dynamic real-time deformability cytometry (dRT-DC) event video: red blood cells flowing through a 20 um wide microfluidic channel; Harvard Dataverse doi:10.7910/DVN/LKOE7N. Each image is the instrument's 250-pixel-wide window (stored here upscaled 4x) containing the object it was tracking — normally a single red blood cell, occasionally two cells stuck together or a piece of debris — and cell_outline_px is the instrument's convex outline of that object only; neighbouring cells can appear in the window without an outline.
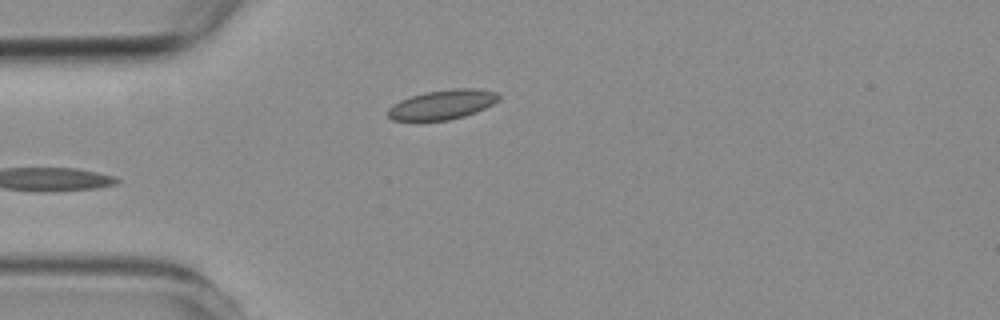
{"species": "common noctule bat (a hibernating species)", "species_latin": "Nyctalus noctula", "temperature_condition": "room temperature", "stored_images_in_passage": 5, "camera_frame_rate_fps": 3000, "um_per_image_px": 0.085, "animal": {"sex": "female", "body_mass_g": 19.3, "forearm_length_mm": 54.1}, "frame": {"image": 1, "passage_image": 5, "time_ms": 4.667, "image_size_px": [1000, 320], "cell_outline_px": [[500, 100], [476, 112], [464, 116], [448, 120], [392, 120], [388, 116], [388, 108], [392, 104], [400, 100], [424, 92], [452, 88], [472, 88], [496, 92], [500, 96]], "centroid_in_image_um": [37.6, 8.88], "position_along_channel_um": 47.4, "area_um2": 19.02}}